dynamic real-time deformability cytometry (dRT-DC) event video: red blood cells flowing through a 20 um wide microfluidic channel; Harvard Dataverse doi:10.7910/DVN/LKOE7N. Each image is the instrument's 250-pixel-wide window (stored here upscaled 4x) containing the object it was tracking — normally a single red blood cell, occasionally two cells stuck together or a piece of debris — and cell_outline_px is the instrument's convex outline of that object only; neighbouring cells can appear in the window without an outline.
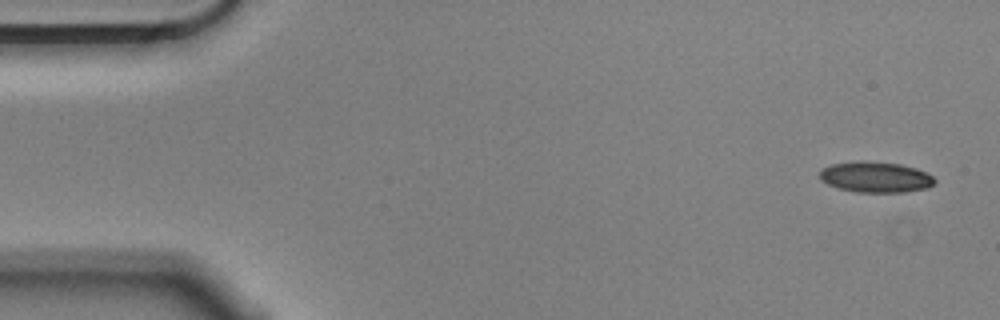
{"species": "Egyptian fruit bat (a non-hibernating species)", "species_latin": "Rousettus aegyptiacus", "temperature_condition": "cold", "stored_images_in_passage": 54, "camera_frame_rate_fps": 3000, "um_per_image_px": 0.085, "animal": {"sex": "male"}, "frame": {"image": 1, "passage_image": 1, "time_ms": 0.0, "image_size_px": [1000, 320], "cell_outline_px": [[936, 180], [928, 188], [904, 192], [856, 192], [840, 188], [828, 184], [820, 180], [820, 168], [832, 164], [860, 160], [864, 160], [900, 164], [916, 168], [932, 176]], "centroid_in_image_um": [74.4, 15.04], "position_along_channel_um": 10.6, "area_um2": 20.63}}
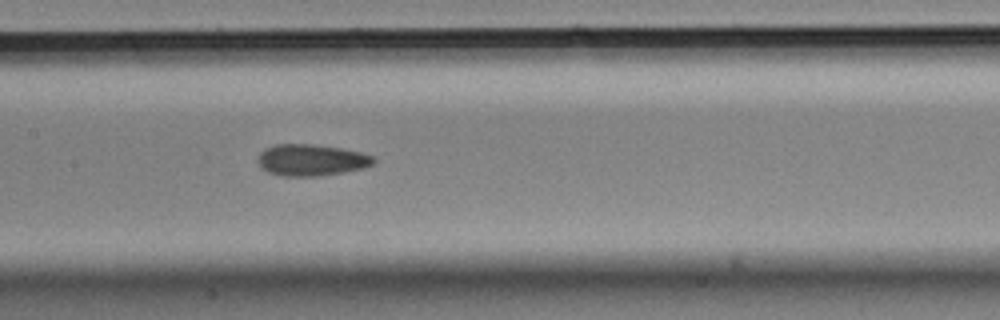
{"frame": {"image": 2, "passage_image": 25, "time_ms": 8.0, "image_size_px": [1000, 320], "cell_outline_px": [[376, 160], [372, 164], [364, 168], [344, 172], [316, 176], [284, 176], [268, 172], [260, 168], [256, 160], [260, 152], [264, 148], [276, 144], [312, 144], [340, 148], [360, 152], [372, 156]], "centroid_in_image_um": [26.41, 13.6], "position_along_channel_um": 181.0, "area_um2": 21.33}}
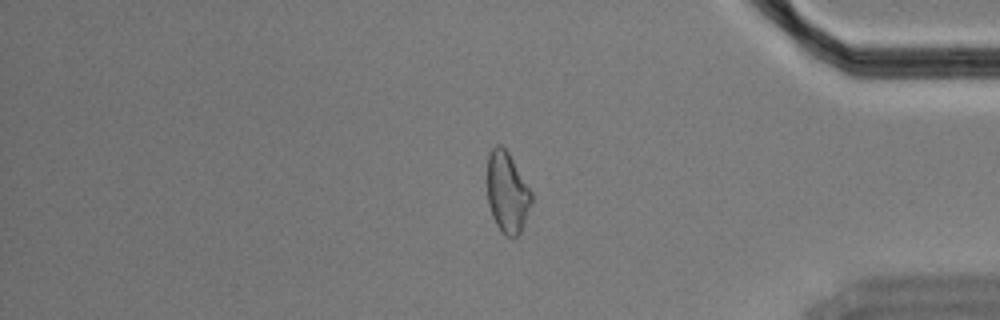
{"frame": {"image": 3, "passage_image": 45, "time_ms": 14.667, "image_size_px": [1000, 320], "cell_outline_px": [[532, 200], [520, 232], [516, 236], [504, 236], [496, 224], [492, 216], [488, 204], [488, 152], [496, 144], [500, 144], [508, 152], [532, 192]], "centroid_in_image_um": [43.1, 16.34], "position_along_channel_um": 392.1, "area_um2": 20.58}, "authors_computed_cell_mechanics": {"area_um2": 21.1548, "velocity_mm_per_s": 3.5631, "shape_relaxation_time_tau1_ms": 10.8531, "shape_relaxation_time_tau2_ms": 3.9098, "deformation_change_tau1": 0.17, "deformation_change_tau2": 0.1147}}